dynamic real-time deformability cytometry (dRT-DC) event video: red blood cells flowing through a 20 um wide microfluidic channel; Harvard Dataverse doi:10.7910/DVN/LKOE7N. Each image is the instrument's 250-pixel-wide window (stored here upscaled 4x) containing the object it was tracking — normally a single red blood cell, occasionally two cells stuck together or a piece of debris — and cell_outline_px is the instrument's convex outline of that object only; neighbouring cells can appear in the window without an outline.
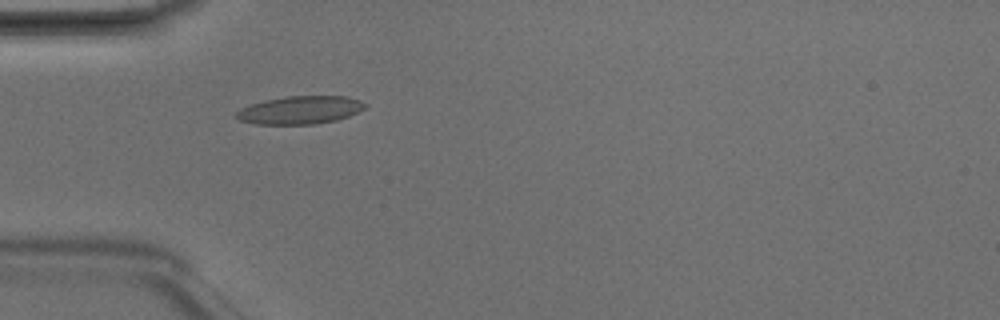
{"species": "Egyptian fruit bat (a non-hibernating species)", "species_latin": "Rousettus aegyptiacus", "temperature_condition": "room temperature", "stored_images_in_passage": 2, "camera_frame_rate_fps": 3000, "um_per_image_px": 0.085, "animal": {"sex": "male"}, "frame": {"image": 1, "passage_image": 2, "time_ms": 0.333, "image_size_px": [1000, 320], "cell_outline_px": [[368, 104], [364, 108], [348, 116], [336, 120], [312, 124], [256, 124], [240, 120], [236, 116], [236, 112], [240, 108], [264, 100], [284, 96], [348, 96], [360, 100]], "centroid_in_image_um": [25.51, 9.34], "position_along_channel_um": 59.5, "area_um2": 20.92}}